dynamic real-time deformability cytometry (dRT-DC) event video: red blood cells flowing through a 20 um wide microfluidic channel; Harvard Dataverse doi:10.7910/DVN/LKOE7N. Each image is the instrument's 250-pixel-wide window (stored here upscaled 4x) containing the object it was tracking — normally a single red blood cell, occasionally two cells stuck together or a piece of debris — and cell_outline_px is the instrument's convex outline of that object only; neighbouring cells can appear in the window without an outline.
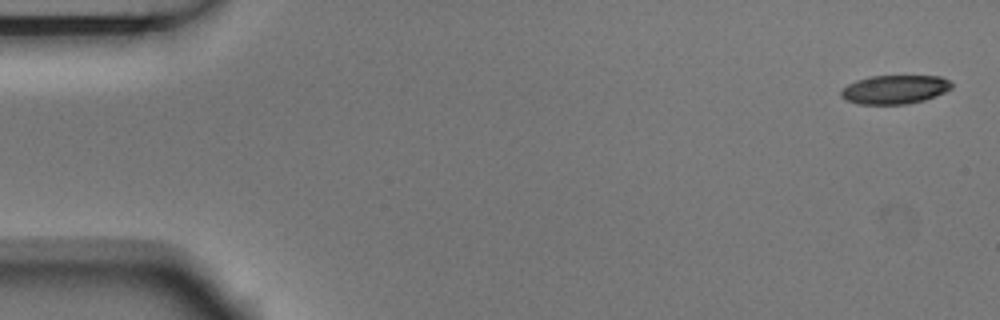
{"species": "Egyptian fruit bat (a non-hibernating species)", "species_latin": "Rousettus aegyptiacus", "temperature_condition": "room temperature", "stored_images_in_passage": 5, "camera_frame_rate_fps": 3000, "um_per_image_px": 0.085, "animal": {"sex": "male"}, "frame": {"image": 1, "passage_image": 1, "time_ms": 0.0, "image_size_px": [1000, 320], "cell_outline_px": [[952, 88], [944, 92], [924, 100], [904, 104], [860, 104], [844, 100], [840, 96], [840, 92], [848, 84], [856, 80], [868, 76], [940, 76], [948, 80], [952, 84]], "centroid_in_image_um": [76.02, 7.6], "position_along_channel_um": 9.0, "area_um2": 18.5}}
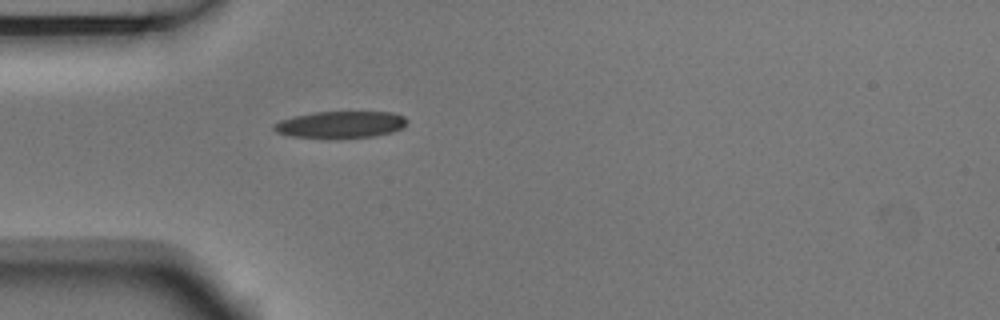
{"frame": {"image": 2, "passage_image": 5, "time_ms": 1.333, "image_size_px": [1000, 320], "cell_outline_px": [[408, 120], [404, 128], [392, 132], [372, 136], [292, 136], [276, 132], [272, 128], [272, 124], [280, 120], [312, 112], [392, 112], [404, 116]], "centroid_in_image_um": [28.98, 10.55], "position_along_channel_um": 56.0, "area_um2": 20.17}}